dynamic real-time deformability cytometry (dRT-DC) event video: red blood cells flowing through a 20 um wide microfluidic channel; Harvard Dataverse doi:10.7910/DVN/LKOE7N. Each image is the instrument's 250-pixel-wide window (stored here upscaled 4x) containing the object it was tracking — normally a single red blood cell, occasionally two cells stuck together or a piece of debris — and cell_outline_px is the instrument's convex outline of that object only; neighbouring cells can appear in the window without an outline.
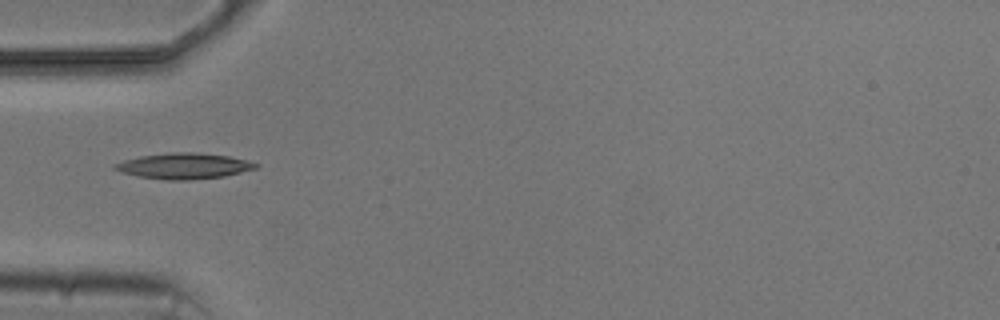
{"species": "common noctule bat (a hibernating species)", "species_latin": "Nyctalus noctula", "temperature_condition": "cold", "stored_images_in_passage": 3, "camera_frame_rate_fps": 3000, "um_per_image_px": 0.085, "animal": {"sex": "male", "body_mass_g": 20.5, "forearm_length_mm": 52.5}, "frame": {"image": 1, "passage_image": 1, "time_ms": 0.0, "image_size_px": [1000, 320], "cell_outline_px": [[260, 164], [256, 168], [224, 176], [192, 180], [168, 180], [140, 176], [124, 172], [112, 168], [112, 164], [124, 160], [140, 156], [168, 152], [196, 152], [228, 156]], "centroid_in_image_um": [15.61, 14.1], "position_along_channel_um": 69.4, "area_um2": 20.98}}
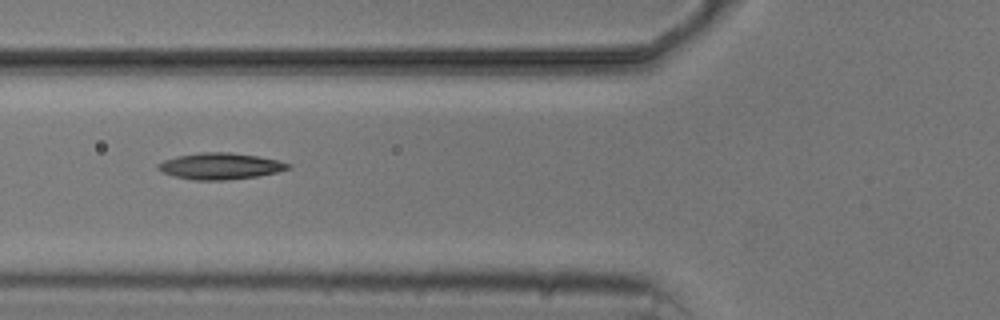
{"frame": {"image": 2, "passage_image": 2, "time_ms": 1.0, "image_size_px": [1000, 320], "cell_outline_px": [[292, 168], [276, 172], [256, 176], [224, 180], [196, 180], [172, 176], [156, 168], [156, 164], [164, 160], [176, 156], [200, 152], [228, 152], [256, 156], [276, 160], [292, 164]], "centroid_in_image_um": [18.69, 14.11], "position_along_channel_um": 107.1, "area_um2": 19.88}}
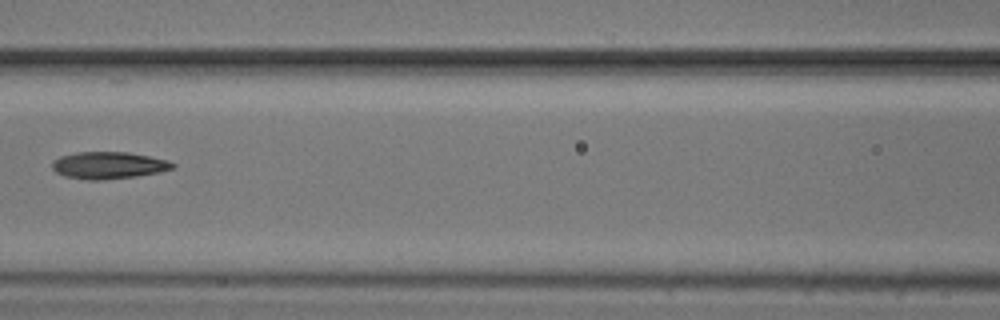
{"frame": {"image": 3, "passage_image": 3, "time_ms": 2.333, "image_size_px": [1000, 320], "cell_outline_px": [[176, 168], [160, 172], [136, 176], [104, 180], [88, 180], [64, 176], [56, 172], [52, 168], [52, 160], [60, 156], [76, 152], [128, 152], [168, 160], [176, 164]], "centroid_in_image_um": [9.23, 14.05], "position_along_channel_um": 157.4, "area_um2": 19.13}}